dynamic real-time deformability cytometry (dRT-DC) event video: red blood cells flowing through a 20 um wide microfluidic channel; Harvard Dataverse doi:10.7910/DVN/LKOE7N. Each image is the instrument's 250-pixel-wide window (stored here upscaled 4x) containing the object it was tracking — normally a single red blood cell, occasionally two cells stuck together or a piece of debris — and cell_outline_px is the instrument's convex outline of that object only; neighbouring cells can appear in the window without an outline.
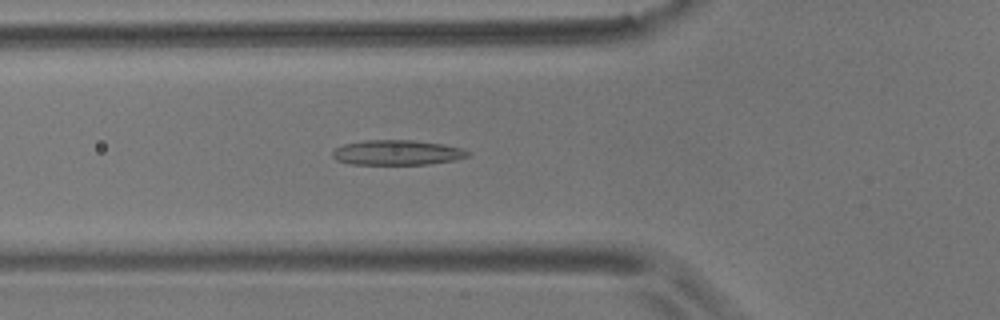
{"species": "common noctule bat (a hibernating species)", "species_latin": "Nyctalus noctula", "temperature_condition": "room temperature", "stored_images_in_passage": 45, "camera_frame_rate_fps": 3000, "um_per_image_px": 0.085, "animal": {"sex": "male", "body_mass_g": 17.9}, "frame": {"image": 1, "passage_image": 9, "time_ms": 2.667, "image_size_px": [1000, 320], "cell_outline_px": [[472, 152], [468, 156], [456, 160], [428, 164], [348, 164], [336, 160], [332, 156], [332, 152], [336, 148], [344, 144], [364, 140], [412, 140], [444, 144], [464, 148]], "centroid_in_image_um": [33.79, 12.96], "position_along_channel_um": 92.0, "area_um2": 19.88}}
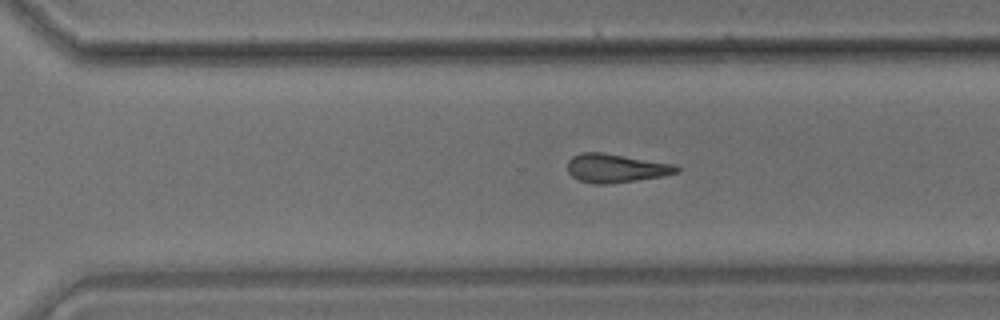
{"frame": {"image": 2, "passage_image": 28, "time_ms": 9.0, "image_size_px": [1000, 320], "cell_outline_px": [[680, 172], [664, 176], [604, 184], [596, 184], [580, 180], [572, 176], [568, 172], [568, 160], [572, 156], [580, 152], [604, 152], [676, 164], [680, 168]], "centroid_in_image_um": [52.37, 14.27], "position_along_channel_um": 318.2, "area_um2": 18.32}}
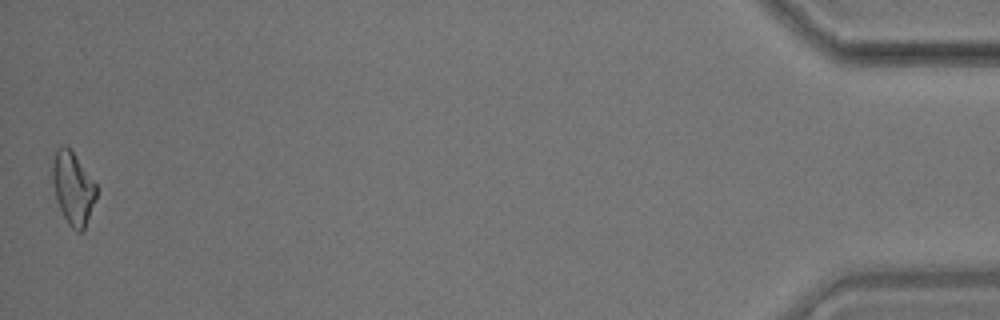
{"frame": {"image": 3, "passage_image": 45, "time_ms": 14.667, "image_size_px": [1000, 320], "cell_outline_px": [[96, 200], [84, 232], [76, 232], [68, 224], [56, 200], [52, 180], [52, 164], [56, 148], [64, 144], [72, 152], [96, 184]], "centroid_in_image_um": [6.2, 16.04], "position_along_channel_um": 429.0, "area_um2": 18.55}}